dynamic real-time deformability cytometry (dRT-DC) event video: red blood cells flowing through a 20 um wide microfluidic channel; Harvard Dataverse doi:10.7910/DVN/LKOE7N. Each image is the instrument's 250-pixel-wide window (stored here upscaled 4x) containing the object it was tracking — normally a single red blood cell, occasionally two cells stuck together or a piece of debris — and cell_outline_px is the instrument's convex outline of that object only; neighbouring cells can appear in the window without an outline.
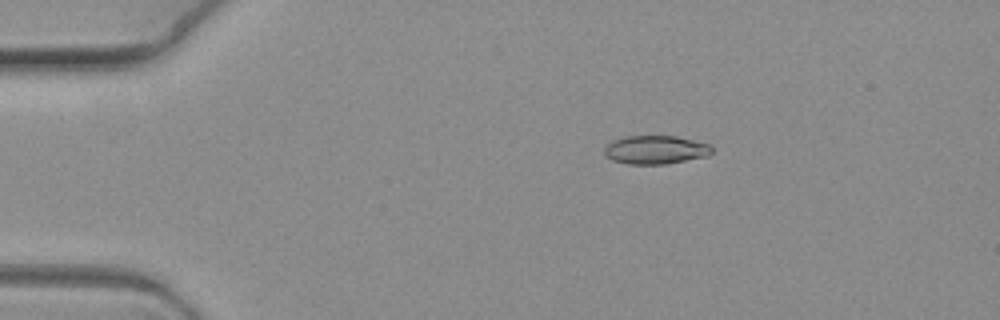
{"species": "common noctule bat (a hibernating species)", "species_latin": "Nyctalus noctula", "temperature_condition": "warm", "stored_images_in_passage": 9, "camera_frame_rate_fps": 3000, "um_per_image_px": 0.085, "animal": {"sex": "female", "body_mass_g": 19.3, "forearm_length_mm": 54.1}, "frame": {"image": 1, "passage_image": 4, "time_ms": 1.0, "image_size_px": [1000, 320], "cell_outline_px": [[712, 152], [708, 156], [664, 164], [628, 164], [612, 160], [604, 156], [604, 148], [612, 140], [624, 136], [676, 136], [712, 144]], "centroid_in_image_um": [55.71, 12.73], "position_along_channel_um": 29.3, "area_um2": 18.03}}
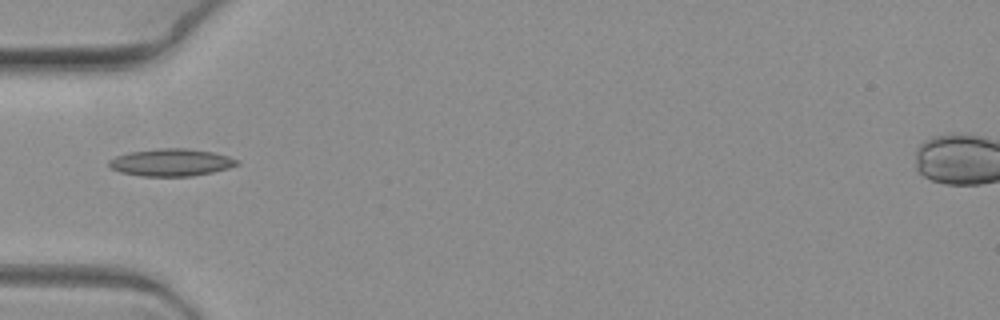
{"frame": {"image": 2, "passage_image": 7, "time_ms": 2.0, "image_size_px": [1000, 320], "cell_outline_px": [[240, 164], [228, 168], [212, 172], [192, 176], [140, 176], [120, 172], [112, 168], [108, 164], [108, 160], [116, 156], [128, 152], [160, 148], [188, 148], [212, 152], [228, 156], [240, 160]], "centroid_in_image_um": [14.55, 13.8], "position_along_channel_um": 70.4, "area_um2": 20.46}}
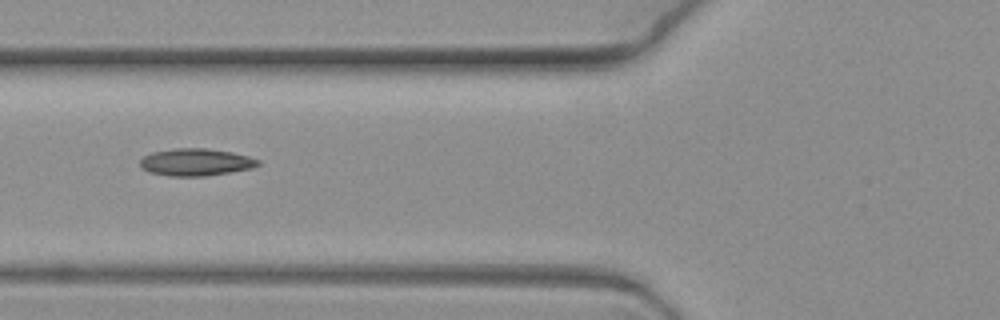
{"frame": {"image": 3, "passage_image": 8, "time_ms": 2.333, "image_size_px": [1000, 320], "cell_outline_px": [[260, 164], [252, 168], [204, 176], [172, 176], [148, 172], [140, 168], [140, 160], [144, 156], [152, 152], [176, 148], [204, 148], [232, 152], [248, 156], [260, 160]], "centroid_in_image_um": [16.62, 13.78], "position_along_channel_um": 109.2, "area_um2": 18.67}}